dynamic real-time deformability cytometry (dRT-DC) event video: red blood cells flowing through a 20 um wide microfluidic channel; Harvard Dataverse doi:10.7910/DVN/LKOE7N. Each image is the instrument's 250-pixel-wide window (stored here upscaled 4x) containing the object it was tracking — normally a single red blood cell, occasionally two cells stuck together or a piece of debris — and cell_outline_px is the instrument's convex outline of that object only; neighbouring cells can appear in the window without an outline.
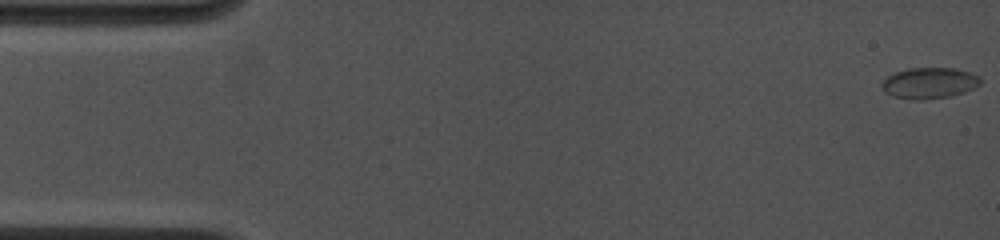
{"species": "common noctule bat (a hibernating species)", "species_latin": "Nyctalus noctula", "temperature_condition": "cold", "stored_images_in_passage": 8, "camera_frame_rate_fps": 4500, "um_per_image_px": 0.085, "animal": {"sex": "female", "body_mass_g": 19.0, "forearm_length_mm": 53.3}, "frame": {"image": 1, "passage_image": 1, "time_ms": 0.0, "image_size_px": [1000, 240], "cell_outline_px": [[980, 84], [964, 92], [948, 96], [924, 100], [916, 100], [892, 96], [884, 92], [880, 84], [888, 76], [896, 72], [908, 68], [956, 68], [980, 76]], "centroid_in_image_um": [78.96, 7.06], "position_along_channel_um": 6.0, "area_um2": 17.74}}
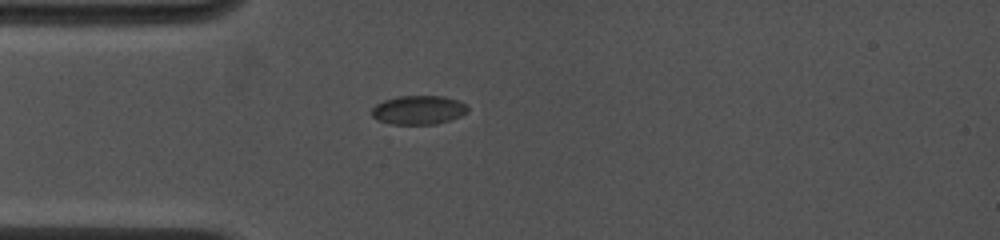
{"frame": {"image": 2, "passage_image": 8, "time_ms": 4.444, "image_size_px": [1000, 240], "cell_outline_px": [[468, 112], [460, 116], [436, 124], [392, 124], [380, 120], [372, 116], [372, 108], [376, 104], [384, 100], [400, 96], [444, 96], [468, 104]], "centroid_in_image_um": [35.6, 9.34], "position_along_channel_um": 49.4, "area_um2": 16.07}}